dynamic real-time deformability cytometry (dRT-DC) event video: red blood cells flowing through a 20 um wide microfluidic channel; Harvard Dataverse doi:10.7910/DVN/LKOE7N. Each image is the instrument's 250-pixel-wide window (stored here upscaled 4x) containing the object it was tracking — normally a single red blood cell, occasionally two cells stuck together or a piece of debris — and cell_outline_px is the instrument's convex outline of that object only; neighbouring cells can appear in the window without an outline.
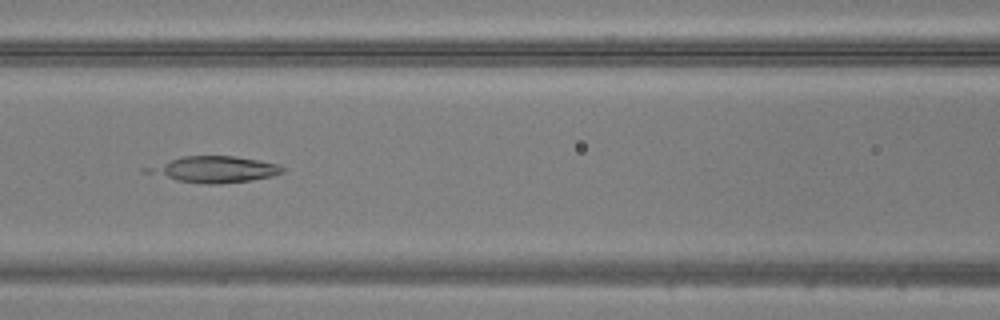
{"species": "common noctule bat (a hibernating species)", "species_latin": "Nyctalus noctula", "temperature_condition": "warm", "stored_images_in_passage": 50, "camera_frame_rate_fps": 3000, "um_per_image_px": 0.085, "animal": {"sex": "male", "body_mass_g": 20.5, "forearm_length_mm": 52.5}, "frame": {"image": 1, "passage_image": 22, "time_ms": 7.0, "image_size_px": [1000, 320], "cell_outline_px": [[284, 172], [272, 176], [248, 180], [216, 184], [204, 184], [176, 180], [140, 172], [140, 168], [184, 156], [232, 156], [256, 160], [276, 164], [284, 168]], "centroid_in_image_um": [18.1, 14.4], "position_along_channel_um": 148.5, "area_um2": 20.58}}
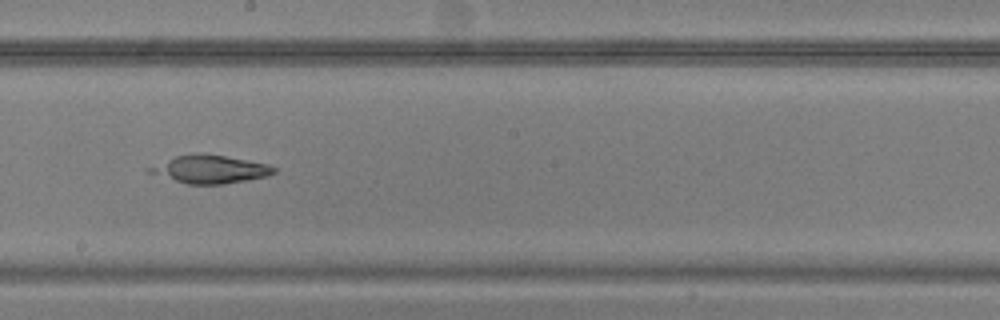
{"frame": {"image": 2, "passage_image": 28, "time_ms": 9.0, "image_size_px": [1000, 320], "cell_outline_px": [[276, 172], [268, 176], [248, 180], [224, 184], [188, 184], [144, 172], [144, 168], [176, 156], [224, 156], [268, 164], [276, 168]], "centroid_in_image_um": [17.83, 14.43], "position_along_channel_um": 230.4, "area_um2": 19.77}}
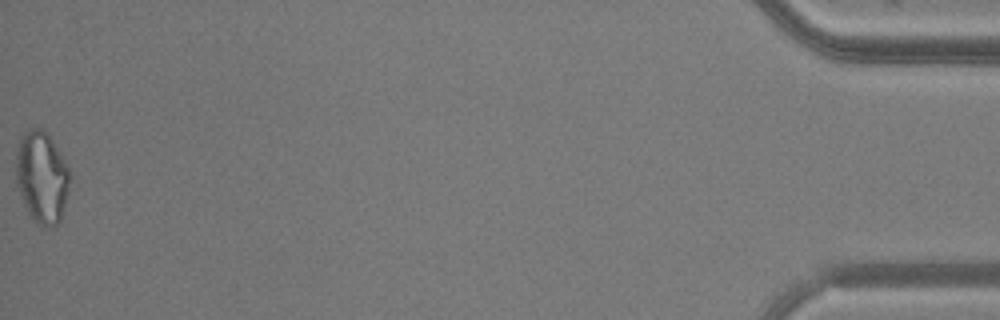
{"frame": {"image": 3, "passage_image": 50, "time_ms": 16.333, "image_size_px": [1000, 320], "cell_outline_px": [[72, 176], [68, 192], [60, 220], [56, 224], [48, 228], [40, 228], [36, 224], [28, 212], [20, 192], [16, 180], [16, 148], [20, 136], [28, 128], [40, 128], [52, 140], [64, 160]], "centroid_in_image_um": [3.55, 15.07], "position_along_channel_um": 431.6, "area_um2": 28.9}}